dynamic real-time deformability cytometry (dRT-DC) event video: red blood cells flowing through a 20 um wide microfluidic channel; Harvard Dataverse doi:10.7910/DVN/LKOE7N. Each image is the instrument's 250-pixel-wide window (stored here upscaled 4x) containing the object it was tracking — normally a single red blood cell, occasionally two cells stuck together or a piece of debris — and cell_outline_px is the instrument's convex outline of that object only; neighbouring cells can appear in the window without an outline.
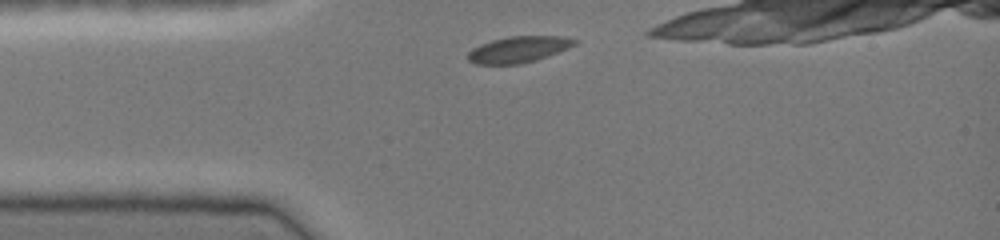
{"species": "common noctule bat (a hibernating species)", "species_latin": "Nyctalus noctula", "temperature_condition": "cold", "stored_images_in_passage": 11, "camera_frame_rate_fps": 3000, "um_per_image_px": 0.085, "animal": {"sex": "female", "body_mass_g": 19.0, "forearm_length_mm": 51.5}, "frame": {"image": 1, "passage_image": 2, "time_ms": 0.333, "image_size_px": [1000, 240], "cell_outline_px": [[580, 40], [576, 44], [568, 48], [536, 60], [520, 64], [476, 64], [468, 60], [468, 52], [472, 48], [480, 44], [492, 40], [508, 36], [560, 36]], "centroid_in_image_um": [44.07, 4.19], "position_along_channel_um": 40.9, "area_um2": 16.3}}
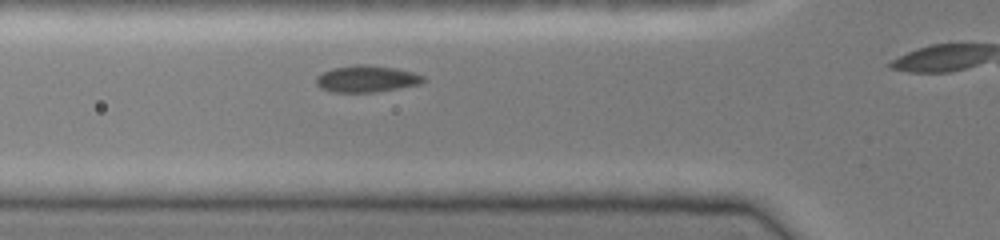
{"frame": {"image": 2, "passage_image": 7, "time_ms": 2.0, "image_size_px": [1000, 240], "cell_outline_px": [[428, 80], [420, 84], [372, 92], [332, 92], [320, 88], [316, 84], [316, 76], [332, 68], [356, 64], [368, 64], [396, 68], [412, 72], [424, 76]], "centroid_in_image_um": [31.16, 6.69], "position_along_channel_um": 94.6, "area_um2": 16.7}}
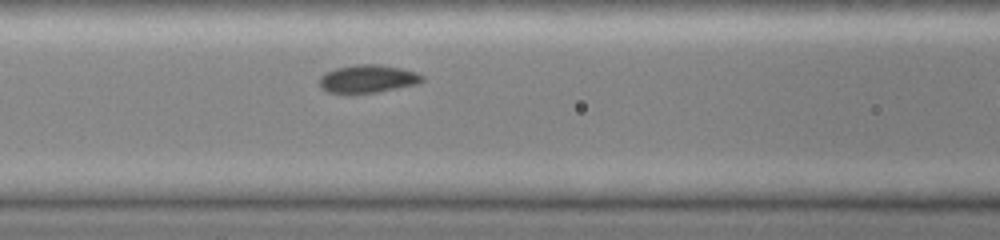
{"frame": {"image": 3, "passage_image": 10, "time_ms": 3.0, "image_size_px": [1000, 240], "cell_outline_px": [[424, 80], [420, 84], [376, 92], [328, 92], [320, 88], [320, 76], [336, 68], [356, 64], [376, 64], [400, 68], [416, 72], [424, 76]], "centroid_in_image_um": [31.31, 6.69], "position_along_channel_um": 135.3, "area_um2": 16.53}}